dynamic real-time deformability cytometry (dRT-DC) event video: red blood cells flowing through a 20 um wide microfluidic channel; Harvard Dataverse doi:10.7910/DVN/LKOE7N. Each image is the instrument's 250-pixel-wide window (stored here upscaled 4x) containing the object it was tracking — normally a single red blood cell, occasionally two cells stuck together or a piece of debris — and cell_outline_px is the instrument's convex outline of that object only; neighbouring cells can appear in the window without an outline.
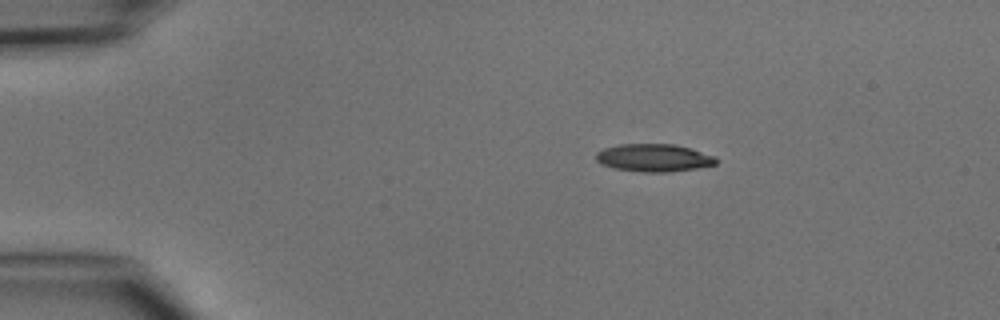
{"species": "common noctule bat (a hibernating species)", "species_latin": "Nyctalus noctula", "temperature_condition": "cold", "stored_images_in_passage": 3, "camera_frame_rate_fps": 3000, "um_per_image_px": 0.085, "animal": {"sex": "male", "body_mass_g": 15.6}, "frame": {"image": 1, "passage_image": 1, "time_ms": 0.0, "image_size_px": [1000, 320], "cell_outline_px": [[716, 164], [696, 168], [668, 172], [640, 172], [612, 168], [600, 164], [596, 160], [596, 152], [604, 148], [620, 144], [672, 144], [692, 148], [716, 156]], "centroid_in_image_um": [55.56, 13.41], "position_along_channel_um": 29.4, "area_um2": 19.54}}
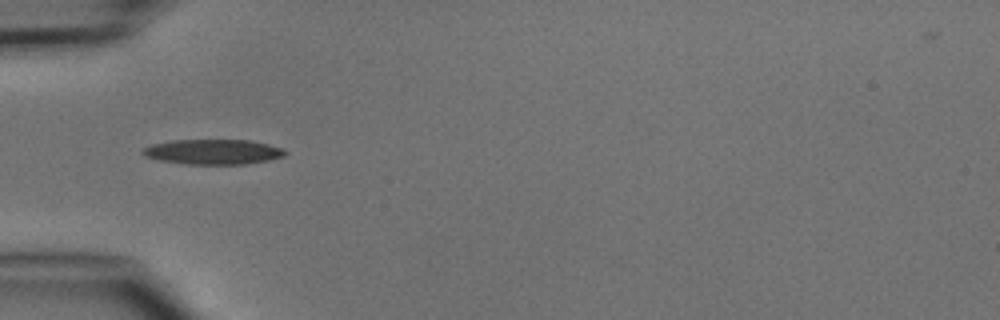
{"frame": {"image": 2, "passage_image": 3, "time_ms": 2.333, "image_size_px": [1000, 320], "cell_outline_px": [[288, 152], [284, 156], [268, 160], [244, 164], [184, 164], [160, 160], [144, 156], [140, 152], [144, 148], [152, 144], [172, 140], [252, 140], [284, 148]], "centroid_in_image_um": [18.13, 12.9], "position_along_channel_um": 66.9, "area_um2": 20.87}}